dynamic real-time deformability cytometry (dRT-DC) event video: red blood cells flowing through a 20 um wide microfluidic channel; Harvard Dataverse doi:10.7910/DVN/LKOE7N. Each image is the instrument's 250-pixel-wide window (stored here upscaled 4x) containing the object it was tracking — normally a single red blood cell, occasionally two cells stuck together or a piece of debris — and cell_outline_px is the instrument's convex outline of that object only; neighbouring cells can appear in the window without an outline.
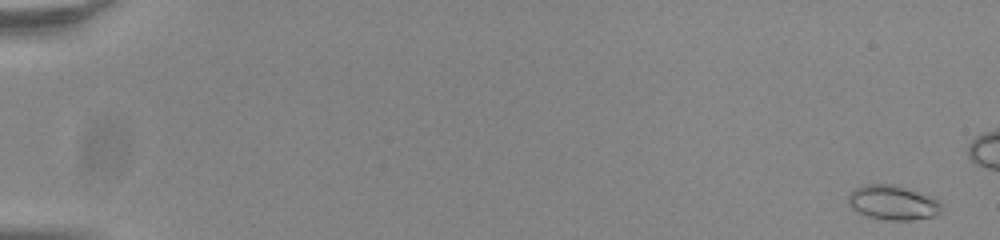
{"species": "common noctule bat (a hibernating species)", "species_latin": "Nyctalus noctula", "temperature_condition": "room temperature", "stored_images_in_passage": 50, "camera_frame_rate_fps": 3000, "um_per_image_px": 0.085, "animal": {"sex": "male", "body_mass_g": 20.0, "forearm_length_mm": 53.3}, "frame": {"image": 1, "passage_image": 2, "time_ms": 0.333, "image_size_px": [1000, 240], "cell_outline_px": [[944, 212], [936, 216], [912, 220], [888, 220], [868, 216], [856, 212], [848, 204], [848, 196], [856, 188], [864, 184], [892, 184], [928, 196], [936, 200], [944, 208]], "centroid_in_image_um": [75.9, 17.24], "position_along_channel_um": 9.1, "area_um2": 18.67}}
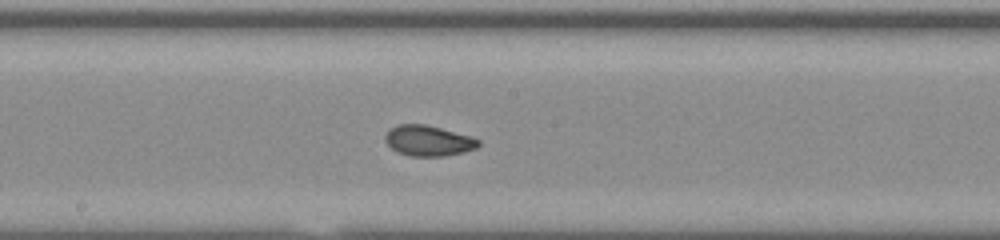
{"frame": {"image": 2, "passage_image": 32, "time_ms": 10.333, "image_size_px": [1000, 240], "cell_outline_px": [[480, 144], [476, 148], [464, 152], [444, 156], [408, 156], [396, 152], [384, 140], [384, 136], [388, 128], [400, 124], [424, 124], [440, 128], [468, 136], [480, 140]], "centroid_in_image_um": [36.35, 11.97], "position_along_channel_um": 211.8, "area_um2": 16.59}}
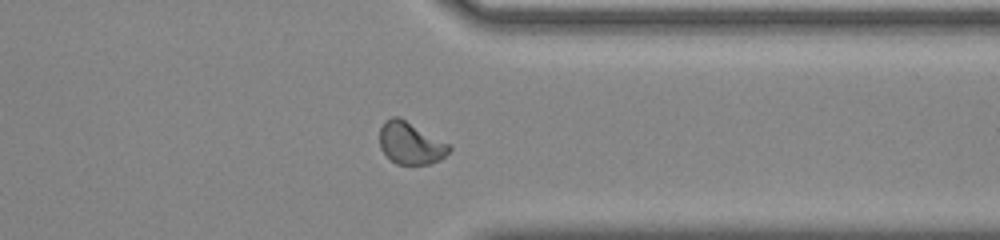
{"frame": {"image": 3, "passage_image": 45, "time_ms": 14.667, "image_size_px": [1000, 240], "cell_outline_px": [[452, 148], [440, 160], [432, 164], [396, 164], [380, 148], [380, 128], [384, 120], [392, 116], [400, 116], [448, 144]], "centroid_in_image_um": [34.87, 12.15], "position_along_channel_um": 376.5, "area_um2": 16.99}}